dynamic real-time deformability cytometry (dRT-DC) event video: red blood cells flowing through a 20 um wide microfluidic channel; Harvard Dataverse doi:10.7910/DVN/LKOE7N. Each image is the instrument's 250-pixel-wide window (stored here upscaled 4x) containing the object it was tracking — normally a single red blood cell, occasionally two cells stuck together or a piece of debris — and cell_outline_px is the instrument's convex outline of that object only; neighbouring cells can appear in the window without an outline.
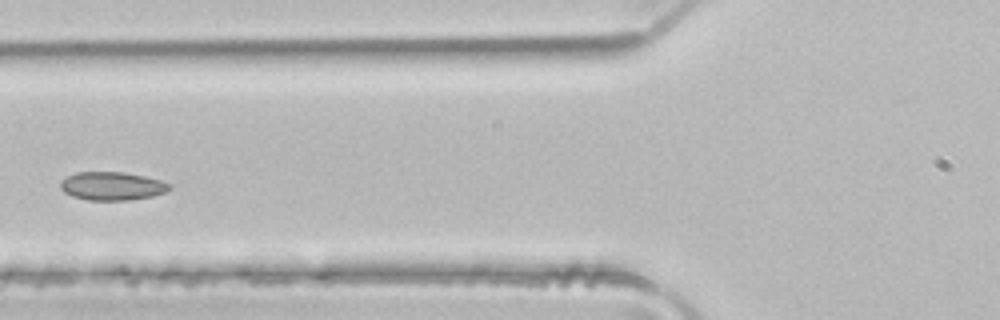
{"species": "common noctule bat (a hibernating species)", "species_latin": "Nyctalus noctula", "temperature_condition": "room temperature", "stored_images_in_passage": 4, "camera_frame_rate_fps": 3000, "um_per_image_px": 0.085, "animal": {"sex": "male", "body_mass_g": 21.5, "forearm_length_mm": 52.0}, "frame": {"image": 1, "passage_image": 3, "time_ms": 0.667, "image_size_px": [1000, 320], "cell_outline_px": [[172, 188], [164, 192], [152, 196], [128, 200], [88, 200], [72, 196], [64, 192], [60, 188], [60, 184], [68, 176], [76, 172], [124, 172], [144, 176], [160, 180], [172, 184]], "centroid_in_image_um": [9.54, 15.81], "position_along_channel_um": 116.3, "area_um2": 17.92}}
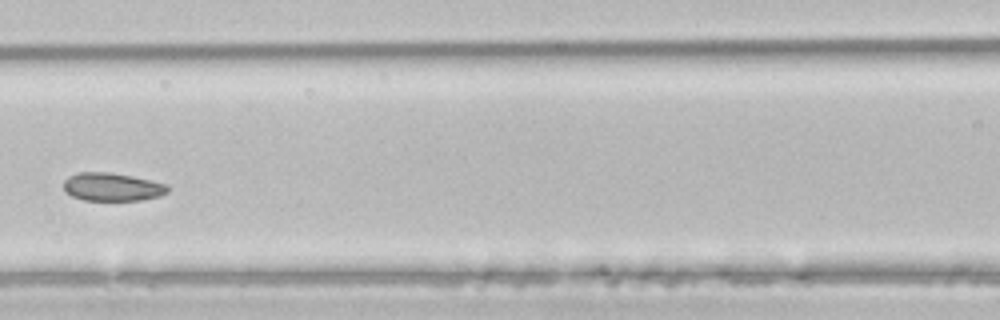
{"frame": {"image": 2, "passage_image": 4, "time_ms": 1.0, "image_size_px": [1000, 320], "cell_outline_px": [[168, 192], [160, 196], [140, 200], [84, 200], [72, 196], [64, 192], [64, 180], [68, 176], [76, 172], [108, 172], [132, 176], [168, 184]], "centroid_in_image_um": [9.52, 15.88], "position_along_channel_um": 157.1, "area_um2": 17.17}}